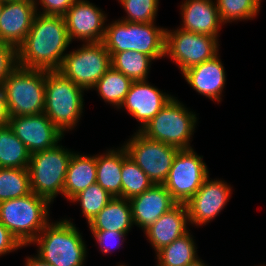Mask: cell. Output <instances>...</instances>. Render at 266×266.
<instances>
[{
    "mask_svg": "<svg viewBox=\"0 0 266 266\" xmlns=\"http://www.w3.org/2000/svg\"><path fill=\"white\" fill-rule=\"evenodd\" d=\"M71 43L64 16L37 12L27 36L17 47L18 66L58 70Z\"/></svg>",
    "mask_w": 266,
    "mask_h": 266,
    "instance_id": "1",
    "label": "cell"
},
{
    "mask_svg": "<svg viewBox=\"0 0 266 266\" xmlns=\"http://www.w3.org/2000/svg\"><path fill=\"white\" fill-rule=\"evenodd\" d=\"M71 219L49 222L31 242L37 256L53 266H84L87 248L80 231Z\"/></svg>",
    "mask_w": 266,
    "mask_h": 266,
    "instance_id": "2",
    "label": "cell"
},
{
    "mask_svg": "<svg viewBox=\"0 0 266 266\" xmlns=\"http://www.w3.org/2000/svg\"><path fill=\"white\" fill-rule=\"evenodd\" d=\"M84 91L59 71L46 70L44 113L63 135L81 119Z\"/></svg>",
    "mask_w": 266,
    "mask_h": 266,
    "instance_id": "3",
    "label": "cell"
},
{
    "mask_svg": "<svg viewBox=\"0 0 266 266\" xmlns=\"http://www.w3.org/2000/svg\"><path fill=\"white\" fill-rule=\"evenodd\" d=\"M51 204L35 193L0 202V222L23 245L31 242L50 222Z\"/></svg>",
    "mask_w": 266,
    "mask_h": 266,
    "instance_id": "4",
    "label": "cell"
},
{
    "mask_svg": "<svg viewBox=\"0 0 266 266\" xmlns=\"http://www.w3.org/2000/svg\"><path fill=\"white\" fill-rule=\"evenodd\" d=\"M151 23L115 20L106 24L103 44L109 53L133 50L153 60L165 57V28Z\"/></svg>",
    "mask_w": 266,
    "mask_h": 266,
    "instance_id": "5",
    "label": "cell"
},
{
    "mask_svg": "<svg viewBox=\"0 0 266 266\" xmlns=\"http://www.w3.org/2000/svg\"><path fill=\"white\" fill-rule=\"evenodd\" d=\"M46 70L17 66L3 81L10 117L44 113Z\"/></svg>",
    "mask_w": 266,
    "mask_h": 266,
    "instance_id": "6",
    "label": "cell"
},
{
    "mask_svg": "<svg viewBox=\"0 0 266 266\" xmlns=\"http://www.w3.org/2000/svg\"><path fill=\"white\" fill-rule=\"evenodd\" d=\"M73 152L59 143L31 154L28 171L32 192L50 204L58 194L64 196L66 173Z\"/></svg>",
    "mask_w": 266,
    "mask_h": 266,
    "instance_id": "7",
    "label": "cell"
},
{
    "mask_svg": "<svg viewBox=\"0 0 266 266\" xmlns=\"http://www.w3.org/2000/svg\"><path fill=\"white\" fill-rule=\"evenodd\" d=\"M197 123L195 112L188 110L177 97L172 99L140 130L146 137L180 149H190Z\"/></svg>",
    "mask_w": 266,
    "mask_h": 266,
    "instance_id": "8",
    "label": "cell"
},
{
    "mask_svg": "<svg viewBox=\"0 0 266 266\" xmlns=\"http://www.w3.org/2000/svg\"><path fill=\"white\" fill-rule=\"evenodd\" d=\"M111 67V55L103 42H88L69 51L57 70L83 90H91Z\"/></svg>",
    "mask_w": 266,
    "mask_h": 266,
    "instance_id": "9",
    "label": "cell"
},
{
    "mask_svg": "<svg viewBox=\"0 0 266 266\" xmlns=\"http://www.w3.org/2000/svg\"><path fill=\"white\" fill-rule=\"evenodd\" d=\"M219 41L211 35L177 28L165 34V56L177 64L181 73L213 58L219 52Z\"/></svg>",
    "mask_w": 266,
    "mask_h": 266,
    "instance_id": "10",
    "label": "cell"
},
{
    "mask_svg": "<svg viewBox=\"0 0 266 266\" xmlns=\"http://www.w3.org/2000/svg\"><path fill=\"white\" fill-rule=\"evenodd\" d=\"M124 144L121 146L126 149L128 156L153 184H163L166 181L178 148L152 140L138 130Z\"/></svg>",
    "mask_w": 266,
    "mask_h": 266,
    "instance_id": "11",
    "label": "cell"
},
{
    "mask_svg": "<svg viewBox=\"0 0 266 266\" xmlns=\"http://www.w3.org/2000/svg\"><path fill=\"white\" fill-rule=\"evenodd\" d=\"M193 148L178 150L163 185L177 203H186L209 176L208 168Z\"/></svg>",
    "mask_w": 266,
    "mask_h": 266,
    "instance_id": "12",
    "label": "cell"
},
{
    "mask_svg": "<svg viewBox=\"0 0 266 266\" xmlns=\"http://www.w3.org/2000/svg\"><path fill=\"white\" fill-rule=\"evenodd\" d=\"M204 180L200 189L185 203L189 225L208 224L225 208L231 197L232 187L224 180Z\"/></svg>",
    "mask_w": 266,
    "mask_h": 266,
    "instance_id": "13",
    "label": "cell"
},
{
    "mask_svg": "<svg viewBox=\"0 0 266 266\" xmlns=\"http://www.w3.org/2000/svg\"><path fill=\"white\" fill-rule=\"evenodd\" d=\"M70 41L102 42L105 36L107 16L87 0H76L64 15Z\"/></svg>",
    "mask_w": 266,
    "mask_h": 266,
    "instance_id": "14",
    "label": "cell"
},
{
    "mask_svg": "<svg viewBox=\"0 0 266 266\" xmlns=\"http://www.w3.org/2000/svg\"><path fill=\"white\" fill-rule=\"evenodd\" d=\"M9 126L25 144L30 154L48 150L56 146L64 137L45 113L10 117Z\"/></svg>",
    "mask_w": 266,
    "mask_h": 266,
    "instance_id": "15",
    "label": "cell"
},
{
    "mask_svg": "<svg viewBox=\"0 0 266 266\" xmlns=\"http://www.w3.org/2000/svg\"><path fill=\"white\" fill-rule=\"evenodd\" d=\"M173 96L158 89L146 81H133L125 100L119 109H126L132 117L140 122L138 131L142 130Z\"/></svg>",
    "mask_w": 266,
    "mask_h": 266,
    "instance_id": "16",
    "label": "cell"
},
{
    "mask_svg": "<svg viewBox=\"0 0 266 266\" xmlns=\"http://www.w3.org/2000/svg\"><path fill=\"white\" fill-rule=\"evenodd\" d=\"M36 14L35 2L32 0L4 2L0 16V42L17 48L27 36Z\"/></svg>",
    "mask_w": 266,
    "mask_h": 266,
    "instance_id": "17",
    "label": "cell"
},
{
    "mask_svg": "<svg viewBox=\"0 0 266 266\" xmlns=\"http://www.w3.org/2000/svg\"><path fill=\"white\" fill-rule=\"evenodd\" d=\"M133 224L145 231L177 202L163 184H153L140 195L129 199Z\"/></svg>",
    "mask_w": 266,
    "mask_h": 266,
    "instance_id": "18",
    "label": "cell"
},
{
    "mask_svg": "<svg viewBox=\"0 0 266 266\" xmlns=\"http://www.w3.org/2000/svg\"><path fill=\"white\" fill-rule=\"evenodd\" d=\"M182 75L198 94L206 96L212 101L221 102L226 75L219 54L187 69Z\"/></svg>",
    "mask_w": 266,
    "mask_h": 266,
    "instance_id": "19",
    "label": "cell"
},
{
    "mask_svg": "<svg viewBox=\"0 0 266 266\" xmlns=\"http://www.w3.org/2000/svg\"><path fill=\"white\" fill-rule=\"evenodd\" d=\"M181 29L218 39L222 21L213 0H184L181 6Z\"/></svg>",
    "mask_w": 266,
    "mask_h": 266,
    "instance_id": "20",
    "label": "cell"
},
{
    "mask_svg": "<svg viewBox=\"0 0 266 266\" xmlns=\"http://www.w3.org/2000/svg\"><path fill=\"white\" fill-rule=\"evenodd\" d=\"M188 224L189 217L185 203H177L147 228L144 234L154 248L155 253H157L163 247L190 231Z\"/></svg>",
    "mask_w": 266,
    "mask_h": 266,
    "instance_id": "21",
    "label": "cell"
},
{
    "mask_svg": "<svg viewBox=\"0 0 266 266\" xmlns=\"http://www.w3.org/2000/svg\"><path fill=\"white\" fill-rule=\"evenodd\" d=\"M96 155L88 156L73 152L64 184V197L69 201L96 183Z\"/></svg>",
    "mask_w": 266,
    "mask_h": 266,
    "instance_id": "22",
    "label": "cell"
},
{
    "mask_svg": "<svg viewBox=\"0 0 266 266\" xmlns=\"http://www.w3.org/2000/svg\"><path fill=\"white\" fill-rule=\"evenodd\" d=\"M133 225L129 199L122 197H113L88 223L91 231L129 232Z\"/></svg>",
    "mask_w": 266,
    "mask_h": 266,
    "instance_id": "23",
    "label": "cell"
},
{
    "mask_svg": "<svg viewBox=\"0 0 266 266\" xmlns=\"http://www.w3.org/2000/svg\"><path fill=\"white\" fill-rule=\"evenodd\" d=\"M98 183L112 197H122V147L96 155Z\"/></svg>",
    "mask_w": 266,
    "mask_h": 266,
    "instance_id": "24",
    "label": "cell"
},
{
    "mask_svg": "<svg viewBox=\"0 0 266 266\" xmlns=\"http://www.w3.org/2000/svg\"><path fill=\"white\" fill-rule=\"evenodd\" d=\"M195 244L193 236L188 231L156 253V266H187L193 263L199 258Z\"/></svg>",
    "mask_w": 266,
    "mask_h": 266,
    "instance_id": "25",
    "label": "cell"
},
{
    "mask_svg": "<svg viewBox=\"0 0 266 266\" xmlns=\"http://www.w3.org/2000/svg\"><path fill=\"white\" fill-rule=\"evenodd\" d=\"M30 155L9 125L0 127V167L28 168Z\"/></svg>",
    "mask_w": 266,
    "mask_h": 266,
    "instance_id": "26",
    "label": "cell"
},
{
    "mask_svg": "<svg viewBox=\"0 0 266 266\" xmlns=\"http://www.w3.org/2000/svg\"><path fill=\"white\" fill-rule=\"evenodd\" d=\"M132 82L130 78L111 66L92 89L97 90L98 95L104 102L119 109L129 92Z\"/></svg>",
    "mask_w": 266,
    "mask_h": 266,
    "instance_id": "27",
    "label": "cell"
},
{
    "mask_svg": "<svg viewBox=\"0 0 266 266\" xmlns=\"http://www.w3.org/2000/svg\"><path fill=\"white\" fill-rule=\"evenodd\" d=\"M111 66L132 81H146L153 59L141 52L127 50L110 53Z\"/></svg>",
    "mask_w": 266,
    "mask_h": 266,
    "instance_id": "28",
    "label": "cell"
},
{
    "mask_svg": "<svg viewBox=\"0 0 266 266\" xmlns=\"http://www.w3.org/2000/svg\"><path fill=\"white\" fill-rule=\"evenodd\" d=\"M122 198L131 199L148 190L153 182L146 173L128 156L122 146Z\"/></svg>",
    "mask_w": 266,
    "mask_h": 266,
    "instance_id": "29",
    "label": "cell"
},
{
    "mask_svg": "<svg viewBox=\"0 0 266 266\" xmlns=\"http://www.w3.org/2000/svg\"><path fill=\"white\" fill-rule=\"evenodd\" d=\"M32 193L28 168L0 167V202Z\"/></svg>",
    "mask_w": 266,
    "mask_h": 266,
    "instance_id": "30",
    "label": "cell"
},
{
    "mask_svg": "<svg viewBox=\"0 0 266 266\" xmlns=\"http://www.w3.org/2000/svg\"><path fill=\"white\" fill-rule=\"evenodd\" d=\"M223 24L253 20L260 11L259 0H215Z\"/></svg>",
    "mask_w": 266,
    "mask_h": 266,
    "instance_id": "31",
    "label": "cell"
},
{
    "mask_svg": "<svg viewBox=\"0 0 266 266\" xmlns=\"http://www.w3.org/2000/svg\"><path fill=\"white\" fill-rule=\"evenodd\" d=\"M112 198L98 183H94L73 197L70 202L80 203L82 214L86 218L87 223H89Z\"/></svg>",
    "mask_w": 266,
    "mask_h": 266,
    "instance_id": "32",
    "label": "cell"
},
{
    "mask_svg": "<svg viewBox=\"0 0 266 266\" xmlns=\"http://www.w3.org/2000/svg\"><path fill=\"white\" fill-rule=\"evenodd\" d=\"M127 16L121 21L136 23H151L155 21L159 0H118Z\"/></svg>",
    "mask_w": 266,
    "mask_h": 266,
    "instance_id": "33",
    "label": "cell"
},
{
    "mask_svg": "<svg viewBox=\"0 0 266 266\" xmlns=\"http://www.w3.org/2000/svg\"><path fill=\"white\" fill-rule=\"evenodd\" d=\"M17 66V48L0 42V86Z\"/></svg>",
    "mask_w": 266,
    "mask_h": 266,
    "instance_id": "34",
    "label": "cell"
},
{
    "mask_svg": "<svg viewBox=\"0 0 266 266\" xmlns=\"http://www.w3.org/2000/svg\"><path fill=\"white\" fill-rule=\"evenodd\" d=\"M103 254L111 253L114 248H119L125 241L128 232L117 231H91Z\"/></svg>",
    "mask_w": 266,
    "mask_h": 266,
    "instance_id": "35",
    "label": "cell"
},
{
    "mask_svg": "<svg viewBox=\"0 0 266 266\" xmlns=\"http://www.w3.org/2000/svg\"><path fill=\"white\" fill-rule=\"evenodd\" d=\"M76 0H35L36 11L39 9L37 6H42L38 13L46 15H59L64 16L67 10L75 3Z\"/></svg>",
    "mask_w": 266,
    "mask_h": 266,
    "instance_id": "36",
    "label": "cell"
},
{
    "mask_svg": "<svg viewBox=\"0 0 266 266\" xmlns=\"http://www.w3.org/2000/svg\"><path fill=\"white\" fill-rule=\"evenodd\" d=\"M23 245L15 236L0 222V256L18 250Z\"/></svg>",
    "mask_w": 266,
    "mask_h": 266,
    "instance_id": "37",
    "label": "cell"
},
{
    "mask_svg": "<svg viewBox=\"0 0 266 266\" xmlns=\"http://www.w3.org/2000/svg\"><path fill=\"white\" fill-rule=\"evenodd\" d=\"M10 115L2 86H0V127L9 125Z\"/></svg>",
    "mask_w": 266,
    "mask_h": 266,
    "instance_id": "38",
    "label": "cell"
},
{
    "mask_svg": "<svg viewBox=\"0 0 266 266\" xmlns=\"http://www.w3.org/2000/svg\"><path fill=\"white\" fill-rule=\"evenodd\" d=\"M25 266H53L51 263L43 261L39 256L26 257Z\"/></svg>",
    "mask_w": 266,
    "mask_h": 266,
    "instance_id": "39",
    "label": "cell"
},
{
    "mask_svg": "<svg viewBox=\"0 0 266 266\" xmlns=\"http://www.w3.org/2000/svg\"><path fill=\"white\" fill-rule=\"evenodd\" d=\"M187 266H207V265L202 261V259L198 258L196 261L188 264Z\"/></svg>",
    "mask_w": 266,
    "mask_h": 266,
    "instance_id": "40",
    "label": "cell"
},
{
    "mask_svg": "<svg viewBox=\"0 0 266 266\" xmlns=\"http://www.w3.org/2000/svg\"><path fill=\"white\" fill-rule=\"evenodd\" d=\"M3 5H4V2L0 1V16H1V13H2V10H3Z\"/></svg>",
    "mask_w": 266,
    "mask_h": 266,
    "instance_id": "41",
    "label": "cell"
},
{
    "mask_svg": "<svg viewBox=\"0 0 266 266\" xmlns=\"http://www.w3.org/2000/svg\"><path fill=\"white\" fill-rule=\"evenodd\" d=\"M0 1H3V2H8V1H11V0H0Z\"/></svg>",
    "mask_w": 266,
    "mask_h": 266,
    "instance_id": "42",
    "label": "cell"
}]
</instances>
